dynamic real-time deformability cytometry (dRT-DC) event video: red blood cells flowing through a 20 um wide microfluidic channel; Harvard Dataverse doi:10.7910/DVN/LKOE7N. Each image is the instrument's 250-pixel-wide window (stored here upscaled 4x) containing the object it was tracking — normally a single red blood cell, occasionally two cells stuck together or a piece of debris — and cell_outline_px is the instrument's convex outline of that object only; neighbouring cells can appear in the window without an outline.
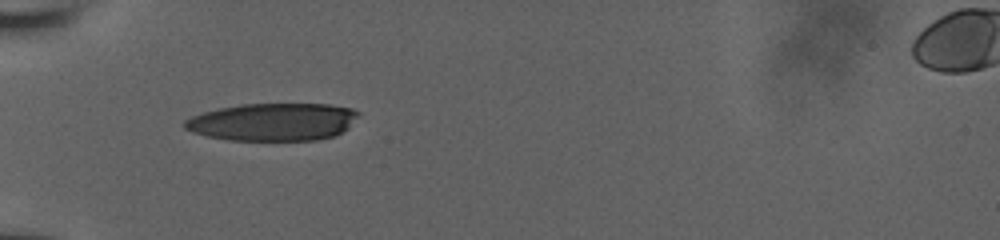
{"species": "human", "species_latin": "Homo sapiens", "temperature_condition": "room temperature", "stored_images_in_passage": 9, "camera_frame_rate_fps": 3000, "um_per_image_px": 0.085, "donor": {"sex": "male"}, "frame": {"image": 1, "passage_image": 1, "time_ms": 0.0, "image_size_px": [1000, 240], "cell_outline_px": [[360, 112], [348, 128], [336, 136], [316, 140], [228, 140], [208, 136], [192, 132], [184, 128], [184, 120], [192, 116], [204, 112], [220, 108], [244, 104], [328, 104], [352, 108]], "centroid_in_image_um": [23.21, 10.36], "position_along_channel_um": 61.8, "area_um2": 38.09}}
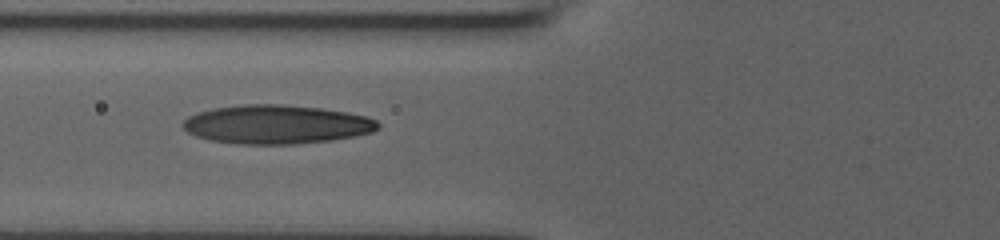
{"frame": {"image": 2, "passage_image": 8, "time_ms": 1.333, "image_size_px": [1000, 240], "cell_outline_px": [[380, 128], [372, 132], [332, 140], [296, 144], [236, 144], [212, 140], [196, 136], [188, 132], [180, 124], [188, 116], [196, 112], [216, 108], [244, 104], [280, 104], [320, 108], [348, 112], [368, 116], [376, 120], [380, 124]], "centroid_in_image_um": [23.51, 10.57], "position_along_channel_um": 102.3, "area_um2": 44.27}}